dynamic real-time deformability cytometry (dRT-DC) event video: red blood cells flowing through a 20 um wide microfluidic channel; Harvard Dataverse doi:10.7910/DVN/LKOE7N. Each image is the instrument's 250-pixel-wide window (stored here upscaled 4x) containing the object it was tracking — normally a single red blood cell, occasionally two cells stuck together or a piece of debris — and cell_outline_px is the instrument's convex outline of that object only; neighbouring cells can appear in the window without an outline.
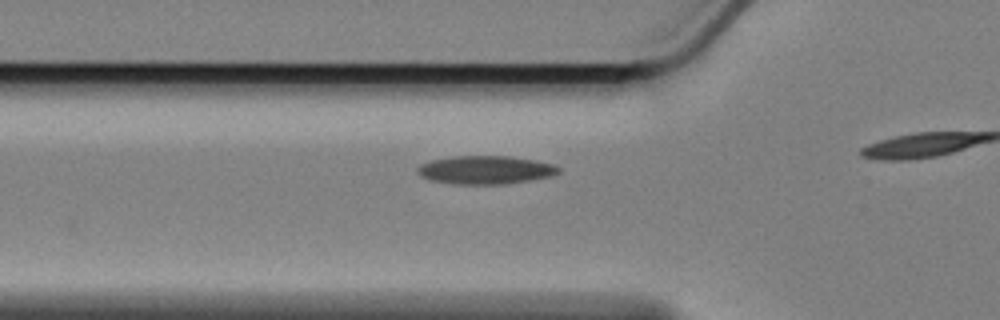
{"species": "Egyptian fruit bat (a non-hibernating species)", "species_latin": "Rousettus aegyptiacus", "temperature_condition": "cold", "stored_images_in_passage": 14, "camera_frame_rate_fps": 3000, "um_per_image_px": 0.085, "animal": {"sex": "female"}, "frame": {"image": 1, "passage_image": 5, "time_ms": 1.333, "image_size_px": [1000, 320], "cell_outline_px": [[560, 172], [552, 176], [504, 184], [452, 184], [432, 180], [420, 176], [416, 172], [416, 168], [420, 164], [432, 160], [452, 156], [508, 156], [536, 160], [556, 164], [560, 168]], "centroid_in_image_um": [41.27, 14.44], "position_along_channel_um": 84.5, "area_um2": 23.41}}
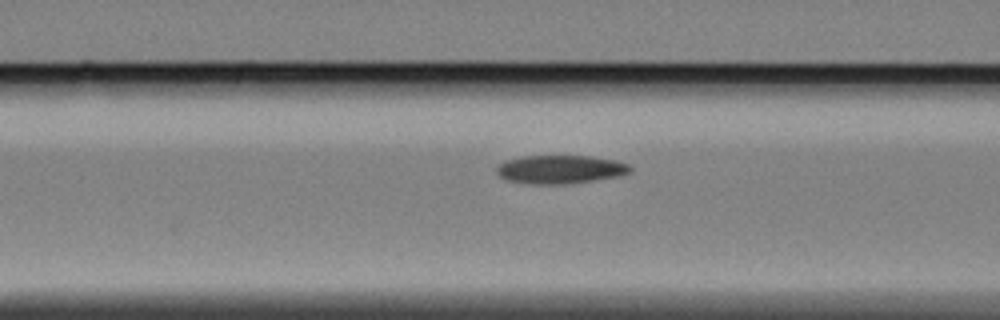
{"frame": {"image": 2, "passage_image": 8, "time_ms": 2.333, "image_size_px": [1000, 320], "cell_outline_px": [[632, 172], [616, 176], [592, 180], [564, 184], [528, 184], [504, 180], [496, 172], [496, 164], [508, 160], [524, 156], [588, 156], [616, 160], [628, 164], [632, 168]], "centroid_in_image_um": [47.57, 14.4], "position_along_channel_um": 119.0, "area_um2": 22.14}}
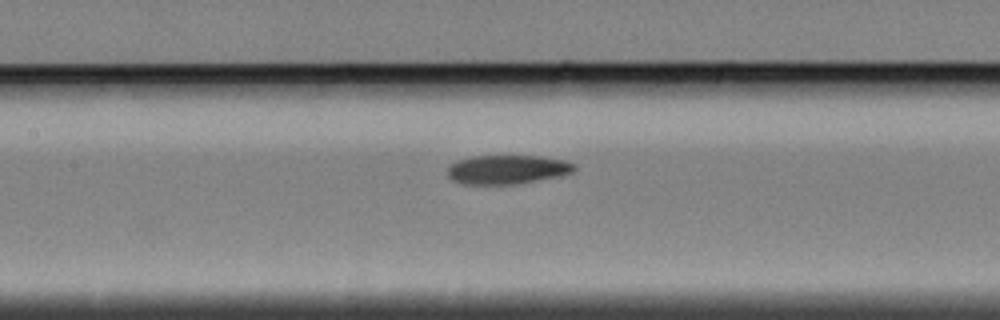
{"frame": {"image": 3, "passage_image": 12, "time_ms": 3.667, "image_size_px": [1000, 320], "cell_outline_px": [[576, 168], [572, 172], [560, 176], [516, 184], [464, 184], [452, 180], [448, 176], [448, 168], [456, 160], [472, 156], [540, 156], [564, 160], [576, 164]], "centroid_in_image_um": [43.12, 14.4], "position_along_channel_um": 164.3, "area_um2": 21.44}}